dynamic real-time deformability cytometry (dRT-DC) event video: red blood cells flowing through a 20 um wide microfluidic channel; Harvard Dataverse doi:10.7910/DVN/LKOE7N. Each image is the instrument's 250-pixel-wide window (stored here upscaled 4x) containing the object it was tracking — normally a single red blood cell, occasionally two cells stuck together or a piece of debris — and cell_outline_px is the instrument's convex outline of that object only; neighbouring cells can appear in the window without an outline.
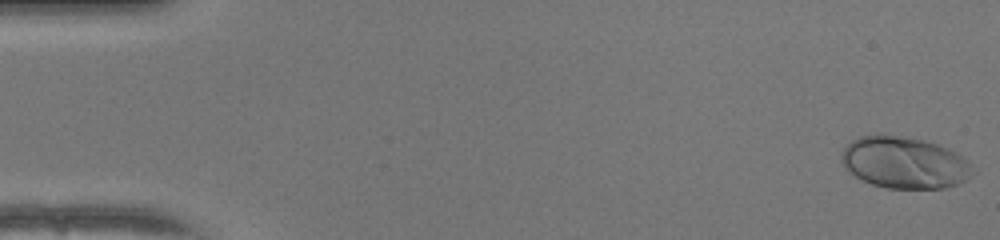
{"species": "human", "species_latin": "Homo sapiens", "temperature_condition": "warm", "stored_images_in_passage": 50, "camera_frame_rate_fps": 3000, "um_per_image_px": 0.085, "donor": {"sex": "female"}, "frame": {"image": 1, "passage_image": 1, "time_ms": 0.0, "image_size_px": [1000, 240], "cell_outline_px": [[976, 172], [972, 176], [956, 184], [944, 188], [888, 188], [872, 184], [860, 180], [848, 172], [840, 160], [840, 156], [844, 148], [852, 140], [860, 136], [900, 136], [924, 140], [936, 144], [956, 152]], "centroid_in_image_um": [76.83, 13.84], "position_along_channel_um": 8.2, "area_um2": 39.13}}
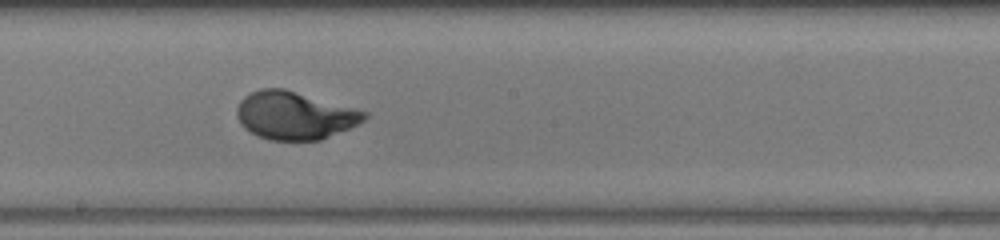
{"frame": {"image": 2, "passage_image": 28, "time_ms": 9.0, "image_size_px": [1000, 240], "cell_outline_px": [[368, 116], [364, 120], [348, 128], [320, 140], [268, 140], [244, 128], [240, 124], [236, 116], [236, 108], [240, 100], [244, 96], [260, 88], [284, 88], [368, 112]], "centroid_in_image_um": [25.0, 9.8], "position_along_channel_um": 223.2, "area_um2": 35.37}}
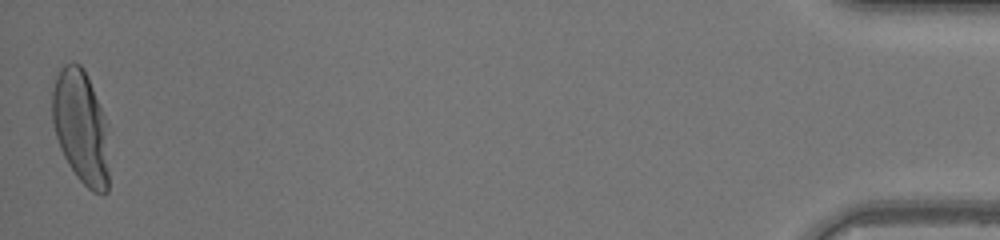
{"frame": {"image": 3, "passage_image": 50, "time_ms": 16.333, "image_size_px": [1000, 240], "cell_outline_px": [[108, 192], [104, 196], [92, 192], [76, 176], [68, 164], [60, 148], [52, 124], [52, 92], [56, 76], [60, 68], [64, 64], [80, 64], [84, 68], [104, 116], [108, 172]], "centroid_in_image_um": [6.84, 10.82], "position_along_channel_um": 428.4, "area_um2": 37.22}, "authors_computed_cell_mechanics": {"area_um2": 35.3158, "velocity_mm_per_s": 4.1333, "shape_relaxation_time_tau1_ms": 4.2248, "shape_relaxation_time_tau2_ms": null, "deformation_change_tau1": 0.2476, "deformation_change_tau2": null}}